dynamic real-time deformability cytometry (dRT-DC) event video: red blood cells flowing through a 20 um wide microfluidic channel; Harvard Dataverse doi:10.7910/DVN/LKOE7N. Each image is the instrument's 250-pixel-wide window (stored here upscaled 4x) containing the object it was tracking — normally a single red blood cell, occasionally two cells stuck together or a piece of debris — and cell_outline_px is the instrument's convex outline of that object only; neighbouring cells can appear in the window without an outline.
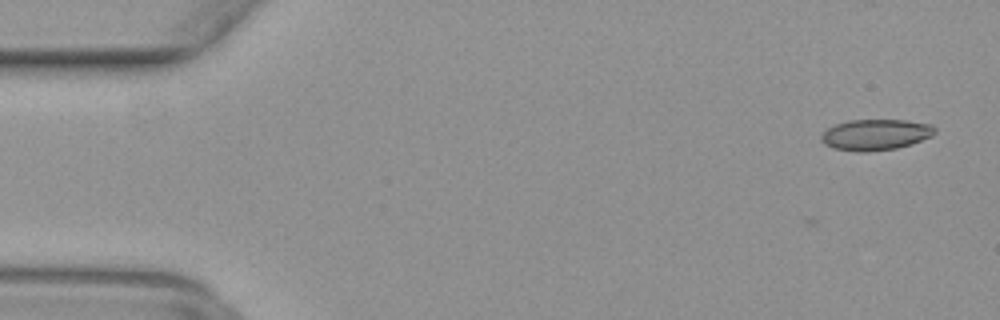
{"species": "common noctule bat (a hibernating species)", "species_latin": "Nyctalus noctula", "temperature_condition": "warm", "stored_images_in_passage": 2, "camera_frame_rate_fps": 3000, "um_per_image_px": 0.085, "animal": {"sex": "female", "body_mass_g": 29.2, "forearm_length_mm": 56.3}, "frame": {"image": 1, "passage_image": 2, "time_ms": 0.333, "image_size_px": [1000, 320], "cell_outline_px": [[936, 132], [932, 136], [912, 144], [896, 148], [864, 152], [860, 152], [832, 148], [824, 144], [820, 140], [820, 136], [828, 128], [836, 124], [848, 120], [908, 120], [932, 124], [936, 128]], "centroid_in_image_um": [74.44, 11.44], "position_along_channel_um": 10.6, "area_um2": 20.63}}